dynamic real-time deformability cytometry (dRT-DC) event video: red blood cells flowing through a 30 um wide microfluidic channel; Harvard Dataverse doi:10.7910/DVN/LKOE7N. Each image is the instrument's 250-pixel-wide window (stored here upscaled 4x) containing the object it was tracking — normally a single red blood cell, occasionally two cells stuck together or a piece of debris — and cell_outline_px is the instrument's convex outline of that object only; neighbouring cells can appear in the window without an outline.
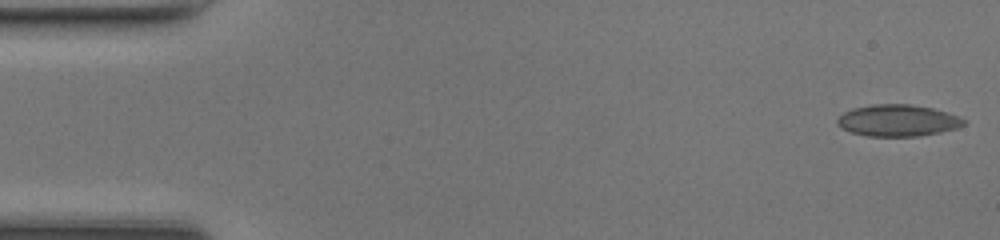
{"species": "common noctule bat (a hibernating species)", "species_latin": "Nyctalus noctula", "temperature_condition": "room temperature", "stored_images_in_passage": 47, "camera_frame_rate_fps": 3000, "um_per_image_px": 0.085, "animal": {"sex": "female", "body_mass_g": 17.0, "forearm_length_mm": 48.0}, "frame": {"image": 1, "passage_image": 1, "time_ms": 0.0, "image_size_px": [1000, 240], "cell_outline_px": [[968, 120], [964, 124], [956, 128], [940, 132], [916, 136], [868, 136], [852, 132], [840, 128], [836, 124], [836, 120], [844, 112], [852, 108], [872, 104], [908, 104], [932, 108], [948, 112]], "centroid_in_image_um": [76.29, 10.23], "position_along_channel_um": 8.7, "area_um2": 23.35}}
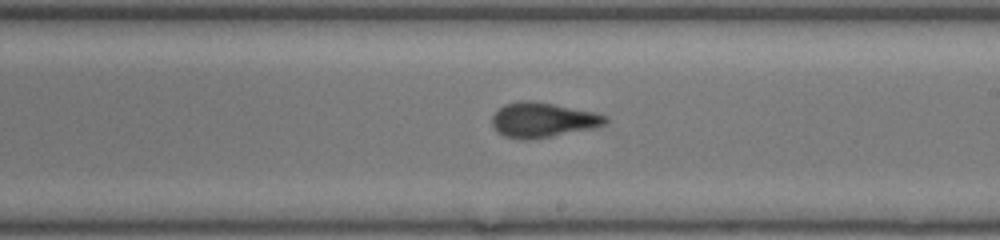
{"frame": {"image": 2, "passage_image": 27, "time_ms": 8.667, "image_size_px": [1000, 240], "cell_outline_px": [[608, 120], [604, 124], [596, 128], [524, 140], [520, 140], [504, 136], [496, 132], [492, 124], [492, 116], [504, 104], [524, 100], [532, 100], [596, 112], [608, 116]], "centroid_in_image_um": [46.13, 10.19], "position_along_channel_um": 242.9, "area_um2": 23.0}}
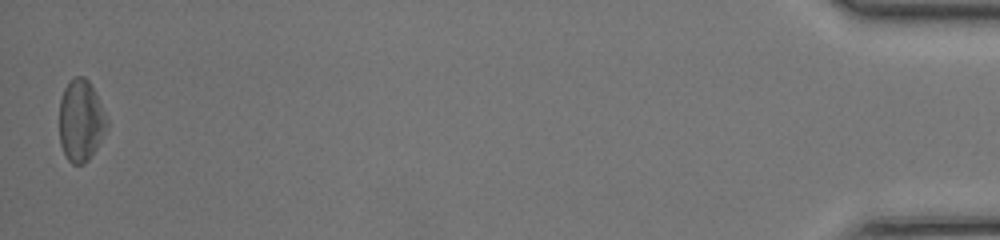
{"frame": {"image": 3, "passage_image": 47, "time_ms": 15.333, "image_size_px": [1000, 240], "cell_outline_px": [[108, 128], [96, 148], [88, 160], [84, 164], [72, 164], [68, 160], [60, 144], [60, 100], [64, 88], [68, 80], [76, 76], [84, 76], [88, 80], [108, 120]], "centroid_in_image_um": [6.86, 10.26], "position_along_channel_um": 428.3, "area_um2": 22.48}, "authors_computed_cell_mechanics": {"area_um2": 22.6576, "velocity_mm_per_s": 4.3163, "shape_relaxation_time_tau1_ms": 4.6298, "shape_relaxation_time_tau2_ms": 0.868, "deformation_change_tau1": 0.1423, "deformation_change_tau2": 0.0669}}